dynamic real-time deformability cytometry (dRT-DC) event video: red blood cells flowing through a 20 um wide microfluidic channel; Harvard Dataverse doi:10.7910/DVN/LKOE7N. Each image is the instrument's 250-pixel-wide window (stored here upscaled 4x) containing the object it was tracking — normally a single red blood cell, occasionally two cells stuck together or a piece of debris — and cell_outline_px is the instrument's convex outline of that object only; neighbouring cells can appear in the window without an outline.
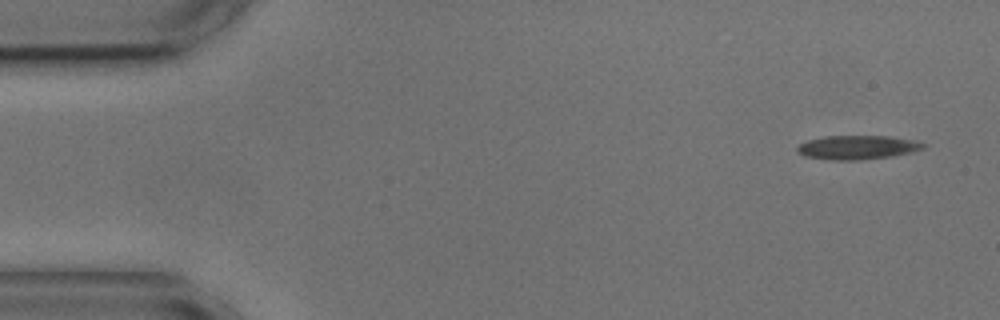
{"species": "common noctule bat (a hibernating species)", "species_latin": "Nyctalus noctula", "temperature_condition": "cold", "stored_images_in_passage": 4, "segment_of_instrument_passage": [2, 2], "camera_frame_rate_fps": 3000, "um_per_image_px": 0.085, "animal": {"sex": "male", "body_mass_g": 17.9, "forearm_length_mm": 54.2}, "frame": {"image": 1, "passage_image": 4, "time_ms": 5.0, "image_size_px": [1000, 320], "cell_outline_px": [[928, 144], [924, 148], [912, 152], [892, 156], [860, 160], [832, 160], [804, 156], [796, 152], [796, 148], [800, 144], [808, 140], [824, 136], [892, 136], [916, 140]], "centroid_in_image_um": [72.91, 12.52], "position_along_channel_um": 12.1, "area_um2": 17.8}}